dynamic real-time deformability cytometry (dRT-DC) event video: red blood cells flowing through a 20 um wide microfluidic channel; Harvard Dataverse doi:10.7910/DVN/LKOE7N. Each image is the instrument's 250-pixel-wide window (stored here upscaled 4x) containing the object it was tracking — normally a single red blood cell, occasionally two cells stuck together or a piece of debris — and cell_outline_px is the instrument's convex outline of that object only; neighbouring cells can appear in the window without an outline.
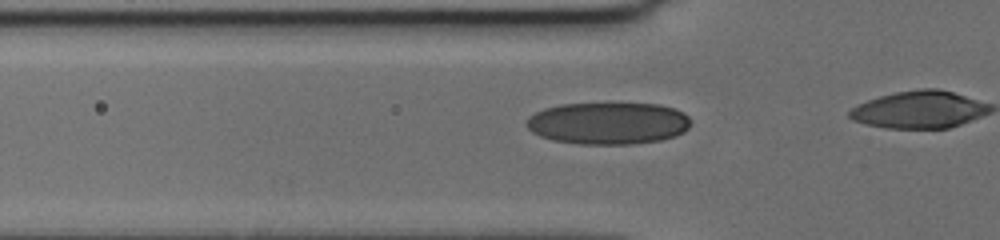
{"species": "human", "species_latin": "Homo sapiens", "temperature_condition": "cold", "stored_images_in_passage": 19, "camera_frame_rate_fps": 3000, "um_per_image_px": 0.085, "donor": {"sex": "female"}, "frame": {"image": 1, "passage_image": 16, "time_ms": 5.0, "image_size_px": [1000, 240], "cell_outline_px": [[688, 128], [684, 132], [676, 136], [660, 140], [632, 144], [580, 144], [552, 140], [540, 136], [532, 132], [524, 124], [528, 116], [544, 108], [560, 104], [660, 104], [676, 108], [684, 112], [688, 116]], "centroid_in_image_um": [51.67, 10.48], "position_along_channel_um": 74.1, "area_um2": 40.4}}